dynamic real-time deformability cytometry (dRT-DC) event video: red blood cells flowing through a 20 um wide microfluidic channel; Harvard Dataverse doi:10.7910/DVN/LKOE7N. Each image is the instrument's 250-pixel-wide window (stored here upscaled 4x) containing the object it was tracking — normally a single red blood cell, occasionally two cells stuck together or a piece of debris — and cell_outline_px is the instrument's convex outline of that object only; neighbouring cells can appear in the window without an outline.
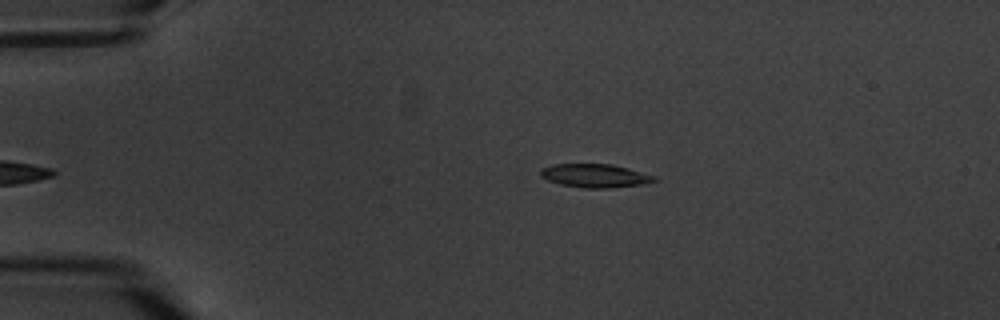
{"species": "common noctule bat (a hibernating species)", "species_latin": "Nyctalus noctula", "temperature_condition": "warm", "stored_images_in_passage": 6, "camera_frame_rate_fps": 3000, "um_per_image_px": 0.085, "animal": {"sex": "male", "body_mass_g": 20.1, "forearm_length_mm": 53.5}, "frame": {"image": 1, "passage_image": 6, "time_ms": 5.667, "image_size_px": [1000, 320], "cell_outline_px": [[660, 180], [644, 184], [612, 188], [584, 188], [560, 184], [548, 180], [540, 176], [540, 168], [552, 164], [612, 164], [628, 168], [656, 176]], "centroid_in_image_um": [50.6, 14.93], "position_along_channel_um": 34.4, "area_um2": 15.78}}